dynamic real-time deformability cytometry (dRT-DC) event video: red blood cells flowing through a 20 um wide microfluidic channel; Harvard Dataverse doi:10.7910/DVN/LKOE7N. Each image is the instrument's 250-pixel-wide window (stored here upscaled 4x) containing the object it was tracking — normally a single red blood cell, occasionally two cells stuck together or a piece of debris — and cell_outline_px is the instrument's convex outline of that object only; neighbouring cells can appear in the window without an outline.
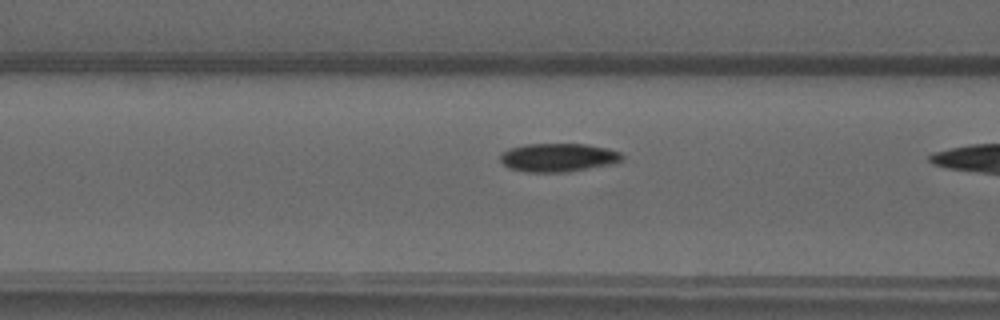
{"species": "common noctule bat (a hibernating species)", "species_latin": "Nyctalus noctula", "temperature_condition": "warm", "stored_images_in_passage": 19, "camera_frame_rate_fps": 3000, "um_per_image_px": 0.085, "animal": {"sex": "male", "forearm_length_mm": 52.5}, "frame": {"image": 1, "passage_image": 18, "time_ms": 5.667, "image_size_px": [1000, 320], "cell_outline_px": [[624, 160], [616, 164], [568, 172], [524, 172], [508, 168], [500, 160], [500, 152], [508, 148], [524, 144], [584, 144], [608, 148], [620, 152], [624, 156]], "centroid_in_image_um": [47.46, 13.39], "position_along_channel_um": 119.1, "area_um2": 20.69}}